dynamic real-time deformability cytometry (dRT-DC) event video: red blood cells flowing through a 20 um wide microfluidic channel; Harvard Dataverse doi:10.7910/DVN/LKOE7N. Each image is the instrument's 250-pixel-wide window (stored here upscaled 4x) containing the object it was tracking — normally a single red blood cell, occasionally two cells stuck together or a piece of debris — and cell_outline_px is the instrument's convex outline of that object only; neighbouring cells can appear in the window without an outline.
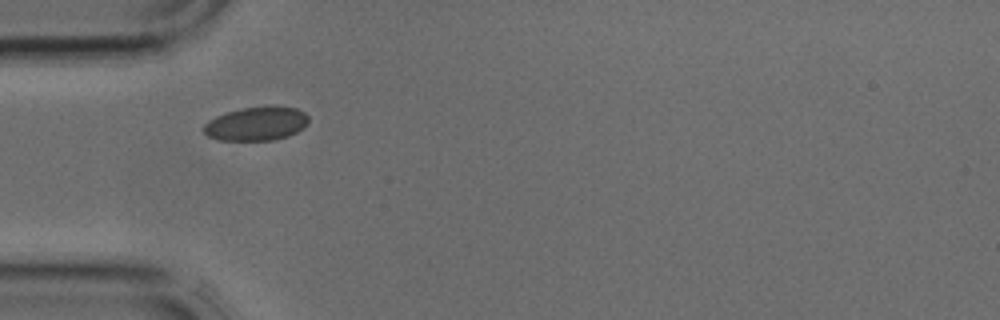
{"species": "common noctule bat (a hibernating species)", "species_latin": "Nyctalus noctula", "temperature_condition": "cold", "stored_images_in_passage": 2, "camera_frame_rate_fps": 3000, "um_per_image_px": 0.085, "animal": {"sex": "male", "body_mass_g": 17.9, "forearm_length_mm": 54.2}, "frame": {"image": 1, "passage_image": 1, "time_ms": 0.0, "image_size_px": [1000, 320], "cell_outline_px": [[308, 124], [304, 128], [288, 136], [272, 140], [220, 140], [208, 136], [200, 128], [208, 120], [216, 116], [228, 112], [244, 108], [276, 104], [296, 108], [304, 112], [308, 116]], "centroid_in_image_um": [21.81, 10.49], "position_along_channel_um": 63.2, "area_um2": 20.98}}